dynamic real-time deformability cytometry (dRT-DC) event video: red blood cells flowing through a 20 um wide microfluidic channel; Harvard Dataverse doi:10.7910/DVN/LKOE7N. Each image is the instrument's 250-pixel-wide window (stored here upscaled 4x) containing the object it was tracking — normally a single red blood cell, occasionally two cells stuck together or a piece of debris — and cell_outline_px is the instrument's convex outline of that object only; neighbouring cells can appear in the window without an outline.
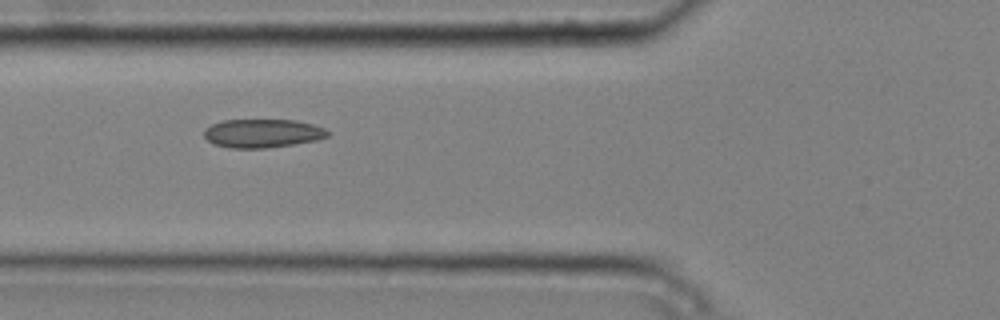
{"species": "common noctule bat (a hibernating species)", "species_latin": "Nyctalus noctula", "temperature_condition": "cold", "stored_images_in_passage": 8, "camera_frame_rate_fps": 3000, "um_per_image_px": 0.085, "animal": {"sex": "male", "body_mass_g": 20.4}, "frame": {"image": 1, "passage_image": 6, "time_ms": 1.667, "image_size_px": [1000, 320], "cell_outline_px": [[328, 136], [316, 140], [292, 144], [264, 148], [228, 148], [212, 144], [204, 136], [204, 128], [212, 124], [224, 120], [296, 120], [312, 124], [324, 128], [328, 132]], "centroid_in_image_um": [22.26, 11.33], "position_along_channel_um": 103.5, "area_um2": 20.52}}
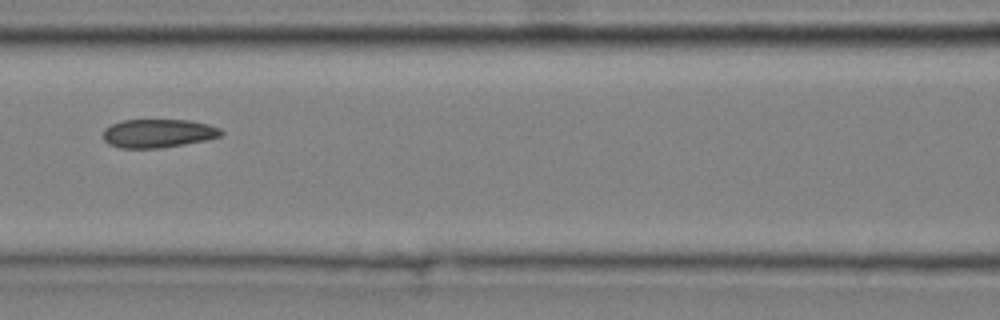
{"frame": {"image": 2, "passage_image": 7, "time_ms": 2.0, "image_size_px": [1000, 320], "cell_outline_px": [[224, 132], [220, 136], [204, 140], [184, 144], [160, 148], [120, 148], [108, 144], [104, 140], [104, 128], [112, 124], [124, 120], [188, 120], [208, 124], [220, 128]], "centroid_in_image_um": [13.43, 11.33], "position_along_channel_um": 153.2, "area_um2": 19.54}}
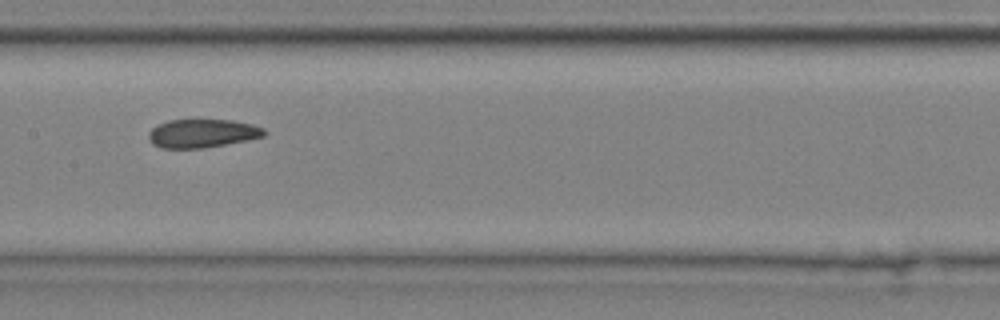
{"frame": {"image": 3, "passage_image": 8, "time_ms": 2.333, "image_size_px": [1000, 320], "cell_outline_px": [[268, 132], [264, 136], [248, 140], [204, 148], [160, 148], [152, 144], [148, 136], [148, 132], [156, 124], [168, 120], [232, 120], [252, 124], [264, 128]], "centroid_in_image_um": [17.19, 11.33], "position_along_channel_um": 190.2, "area_um2": 19.36}}